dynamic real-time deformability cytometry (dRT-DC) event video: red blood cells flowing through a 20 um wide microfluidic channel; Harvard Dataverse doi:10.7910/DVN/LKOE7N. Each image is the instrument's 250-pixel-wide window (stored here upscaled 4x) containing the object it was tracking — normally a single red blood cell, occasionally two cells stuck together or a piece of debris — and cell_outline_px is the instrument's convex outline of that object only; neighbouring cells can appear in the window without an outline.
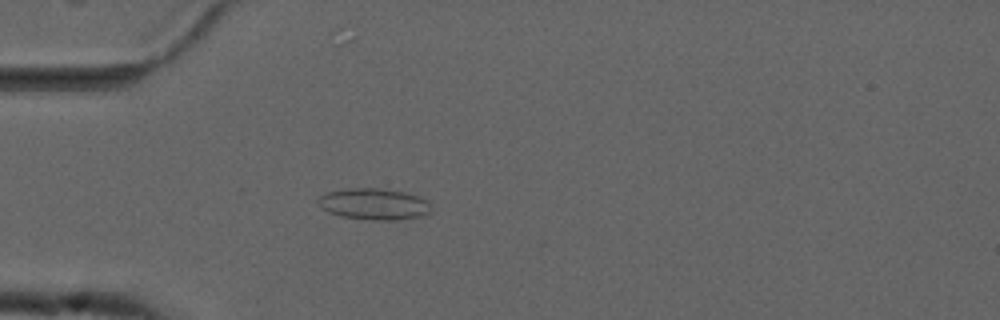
{"species": "common noctule bat (a hibernating species)", "species_latin": "Nyctalus noctula", "temperature_condition": "cold", "stored_images_in_passage": 42, "camera_frame_rate_fps": 3000, "um_per_image_px": 0.085, "animal": {"sex": "male", "forearm_length_mm": 52.5}, "frame": {"image": 1, "passage_image": 3, "time_ms": 0.667, "image_size_px": [1000, 320], "cell_outline_px": [[432, 212], [420, 216], [396, 220], [372, 220], [340, 216], [328, 212], [316, 200], [320, 196], [328, 192], [344, 188], [376, 188], [404, 192], [420, 196], [428, 200]], "centroid_in_image_um": [31.81, 17.34], "position_along_channel_um": 53.2, "area_um2": 20.69}}
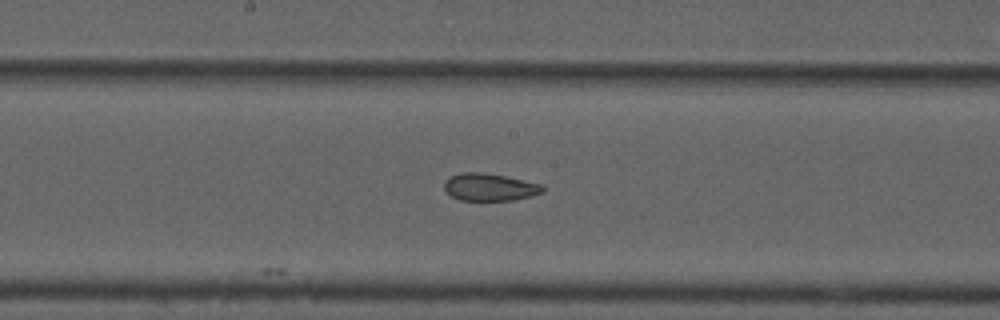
{"frame": {"image": 2, "passage_image": 16, "time_ms": 5.0, "image_size_px": [1000, 320], "cell_outline_px": [[544, 192], [512, 200], [460, 200], [452, 196], [444, 188], [444, 180], [448, 176], [464, 172], [476, 172], [504, 176], [540, 184], [544, 188]], "centroid_in_image_um": [41.57, 15.9], "position_along_channel_um": 206.6, "area_um2": 15.43}}
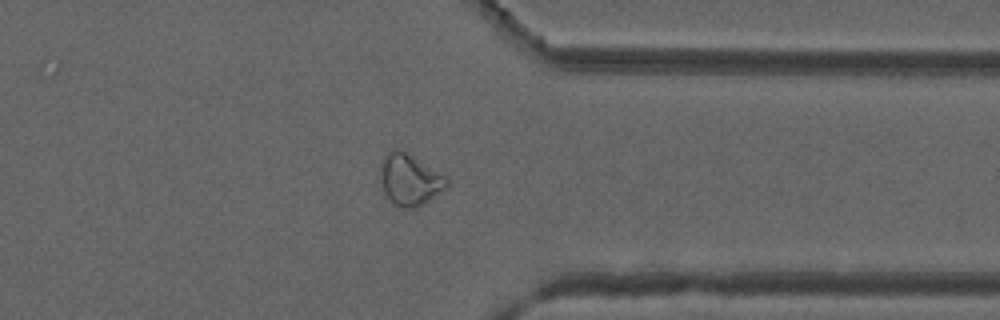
{"frame": {"image": 3, "passage_image": 30, "time_ms": 9.667, "image_size_px": [1000, 320], "cell_outline_px": [[448, 184], [444, 188], [428, 200], [416, 208], [400, 208], [384, 192], [380, 180], [380, 164], [388, 152], [400, 148], [448, 176]], "centroid_in_image_um": [34.83, 15.24], "position_along_channel_um": 376.6, "area_um2": 19.71}, "authors_computed_cell_mechanics": {"area_um2": 17.7735, "velocity_mm_per_s": 3.7409, "shape_relaxation_time_tau1_ms": null, "shape_relaxation_time_tau2_ms": 3.1187, "deformation_change_tau1": null, "deformation_change_tau2": 0.0815}}